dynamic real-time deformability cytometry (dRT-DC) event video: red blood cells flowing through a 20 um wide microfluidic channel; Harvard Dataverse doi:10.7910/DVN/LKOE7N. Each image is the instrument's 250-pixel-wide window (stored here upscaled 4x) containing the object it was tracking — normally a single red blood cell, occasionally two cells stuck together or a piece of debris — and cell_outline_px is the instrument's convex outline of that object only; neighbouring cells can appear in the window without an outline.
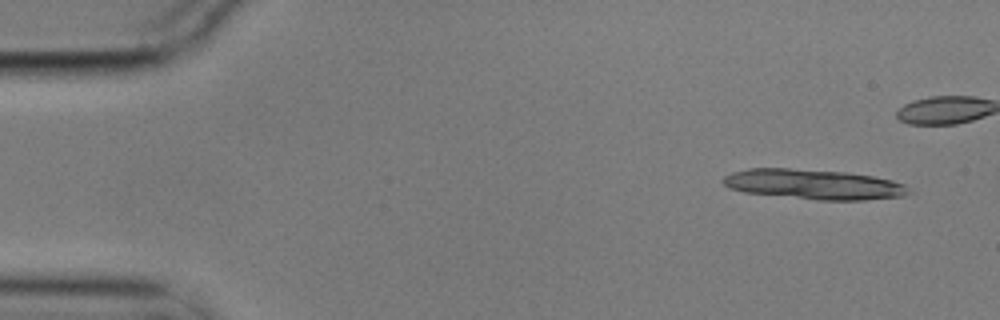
{"species": "common noctule bat (a hibernating species)", "species_latin": "Nyctalus noctula", "temperature_condition": "cold", "stored_images_in_passage": 7, "segment_of_instrument_passage": [1, 2], "camera_frame_rate_fps": 3000, "um_per_image_px": 0.085, "animal": {"sex": "male", "body_mass_g": 17.9}, "frame": {"image": 1, "passage_image": 1, "time_ms": 0.0, "image_size_px": [1000, 320], "cell_outline_px": [[912, 192], [904, 196], [864, 200], [816, 200], [744, 192], [728, 188], [720, 180], [724, 176], [732, 172], [748, 168], [788, 168], [844, 172], [872, 176], [892, 180], [904, 184]], "centroid_in_image_um": [69.14, 15.67], "position_along_channel_um": 15.9, "area_um2": 32.6}}